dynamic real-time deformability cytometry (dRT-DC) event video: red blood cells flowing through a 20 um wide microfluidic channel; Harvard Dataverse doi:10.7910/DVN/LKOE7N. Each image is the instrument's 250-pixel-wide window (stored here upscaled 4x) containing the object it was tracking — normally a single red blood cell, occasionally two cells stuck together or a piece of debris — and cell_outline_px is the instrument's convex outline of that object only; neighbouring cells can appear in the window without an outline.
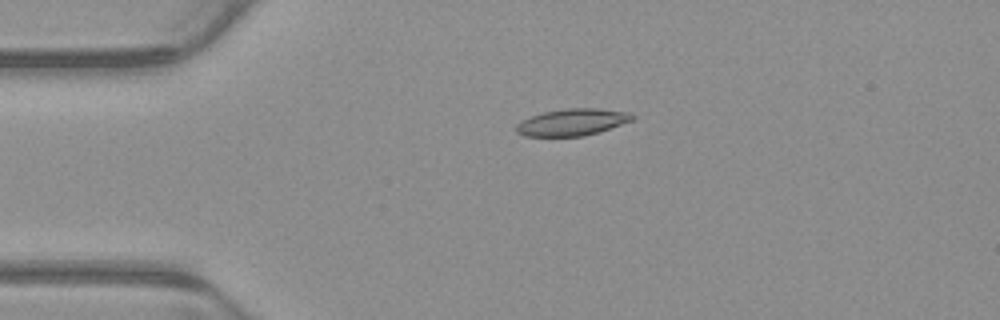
{"species": "common noctule bat (a hibernating species)", "species_latin": "Nyctalus noctula", "temperature_condition": "warm", "stored_images_in_passage": 4, "camera_frame_rate_fps": 3000, "um_per_image_px": 0.085, "animal": {"sex": "male", "body_mass_g": 23.1, "forearm_length_mm": 52.7}, "frame": {"image": 1, "passage_image": 3, "time_ms": 0.667, "image_size_px": [1000, 320], "cell_outline_px": [[636, 116], [632, 120], [584, 136], [524, 136], [516, 132], [516, 124], [532, 116], [544, 112], [568, 108], [596, 108], [632, 112]], "centroid_in_image_um": [48.65, 10.38], "position_along_channel_um": 36.4, "area_um2": 17.92}}